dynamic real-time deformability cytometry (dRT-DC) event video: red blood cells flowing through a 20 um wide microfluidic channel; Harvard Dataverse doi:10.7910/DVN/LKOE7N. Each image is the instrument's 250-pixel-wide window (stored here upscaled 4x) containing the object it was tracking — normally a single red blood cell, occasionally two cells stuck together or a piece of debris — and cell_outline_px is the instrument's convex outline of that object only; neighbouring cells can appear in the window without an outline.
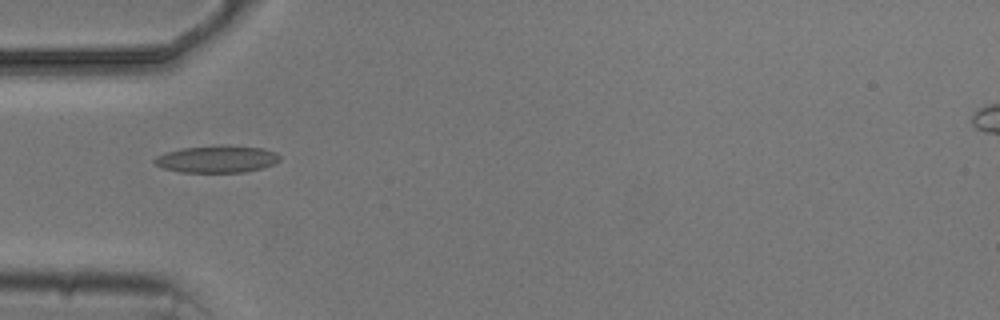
{"species": "common noctule bat (a hibernating species)", "species_latin": "Nyctalus noctula", "temperature_condition": "cold", "stored_images_in_passage": 2, "camera_frame_rate_fps": 3000, "um_per_image_px": 0.085, "animal": {"sex": "male", "body_mass_g": 20.5, "forearm_length_mm": 52.5}, "frame": {"image": 1, "passage_image": 1, "time_ms": 0.0, "image_size_px": [1000, 320], "cell_outline_px": [[280, 160], [264, 168], [244, 172], [180, 172], [164, 168], [156, 164], [152, 160], [156, 156], [164, 152], [180, 148], [220, 144], [224, 144], [264, 148], [276, 152], [280, 156]], "centroid_in_image_um": [18.44, 13.5], "position_along_channel_um": 66.6, "area_um2": 20.17}}
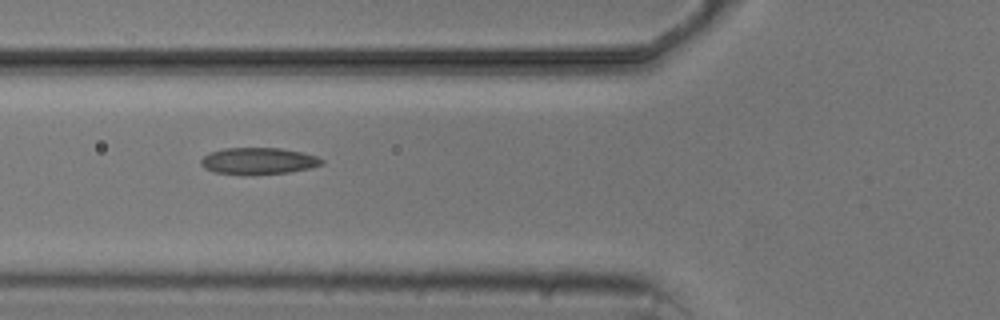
{"frame": {"image": 2, "passage_image": 2, "time_ms": 1.0, "image_size_px": [1000, 320], "cell_outline_px": [[324, 164], [312, 168], [288, 172], [252, 176], [244, 176], [216, 172], [204, 168], [200, 164], [200, 160], [208, 152], [224, 148], [280, 148], [300, 152], [316, 156], [324, 160]], "centroid_in_image_um": [21.94, 13.7], "position_along_channel_um": 103.9, "area_um2": 19.19}}